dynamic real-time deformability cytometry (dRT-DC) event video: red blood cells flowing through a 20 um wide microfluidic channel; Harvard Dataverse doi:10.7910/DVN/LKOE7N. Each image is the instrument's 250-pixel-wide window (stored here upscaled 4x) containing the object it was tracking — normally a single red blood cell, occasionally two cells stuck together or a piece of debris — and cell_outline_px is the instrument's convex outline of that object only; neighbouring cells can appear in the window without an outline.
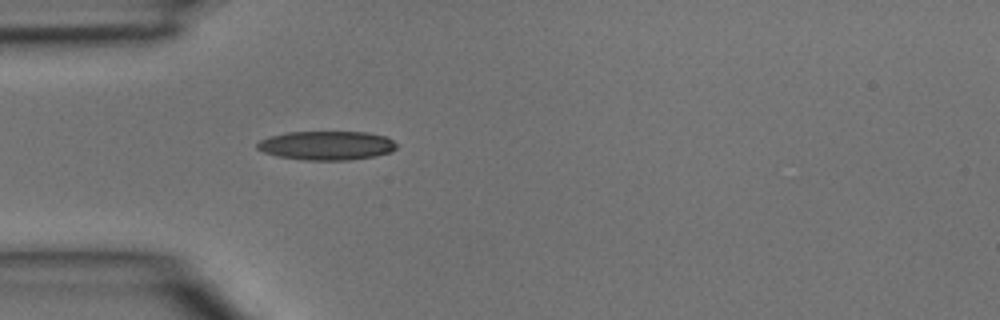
{"species": "common noctule bat (a hibernating species)", "species_latin": "Nyctalus noctula", "temperature_condition": "room temperature", "stored_images_in_passage": 1, "camera_frame_rate_fps": 3000, "um_per_image_px": 0.085, "animal": {"sex": "male", "body_mass_g": 15.6}, "frame": {"image": 1, "passage_image": 1, "time_ms": 0.0, "image_size_px": [1000, 320], "cell_outline_px": [[396, 148], [392, 152], [376, 156], [352, 160], [304, 160], [276, 156], [264, 152], [256, 148], [256, 144], [260, 140], [272, 136], [288, 132], [368, 132], [384, 136], [392, 140], [396, 144]], "centroid_in_image_um": [27.78, 12.37], "position_along_channel_um": 57.2, "area_um2": 23.58}}